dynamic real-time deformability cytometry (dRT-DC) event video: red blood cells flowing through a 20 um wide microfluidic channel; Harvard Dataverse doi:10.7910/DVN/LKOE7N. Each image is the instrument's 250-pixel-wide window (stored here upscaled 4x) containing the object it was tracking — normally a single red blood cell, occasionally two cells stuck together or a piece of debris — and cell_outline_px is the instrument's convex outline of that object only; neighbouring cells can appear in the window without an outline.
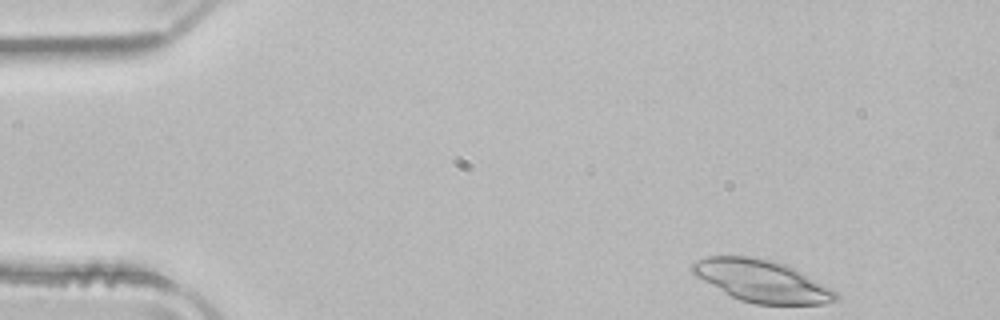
{"species": "common noctule bat (a hibernating species)", "species_latin": "Nyctalus noctula", "temperature_condition": "room temperature", "stored_images_in_passage": 27, "camera_frame_rate_fps": 3000, "um_per_image_px": 0.085, "animal": {"sex": "male", "body_mass_g": 21.5, "forearm_length_mm": 52.0}, "frame": {"image": 1, "passage_image": 1, "time_ms": 0.0, "image_size_px": [1000, 320], "cell_outline_px": [[840, 300], [824, 304], [756, 304], [740, 300], [724, 292], [696, 276], [692, 272], [692, 264], [696, 260], [708, 256], [752, 256], [772, 260], [784, 264], [832, 288], [840, 296]], "centroid_in_image_um": [64.78, 23.89], "position_along_channel_um": 20.2, "area_um2": 34.85}}